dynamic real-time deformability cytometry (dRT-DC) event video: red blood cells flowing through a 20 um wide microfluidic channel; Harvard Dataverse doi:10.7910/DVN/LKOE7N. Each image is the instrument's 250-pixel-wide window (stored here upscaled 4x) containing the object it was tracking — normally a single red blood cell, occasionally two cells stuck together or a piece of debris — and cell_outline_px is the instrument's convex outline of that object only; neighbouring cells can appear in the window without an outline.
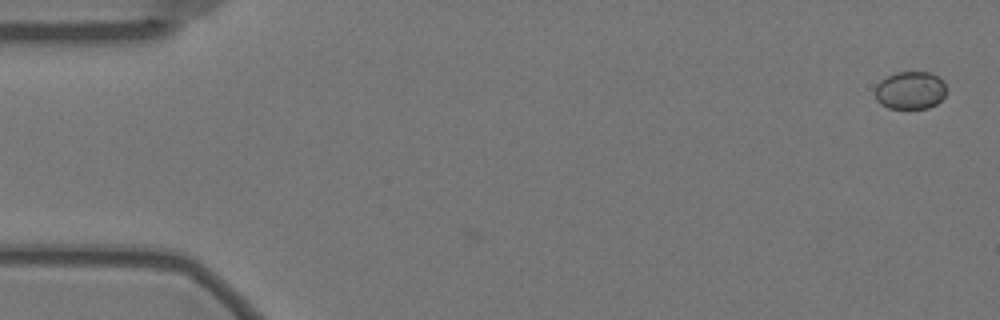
{"species": "Egyptian fruit bat (a non-hibernating species)", "species_latin": "Rousettus aegyptiacus", "temperature_condition": "warm", "stored_images_in_passage": 4, "camera_frame_rate_fps": 3000, "um_per_image_px": 0.085, "animal": {"sex": "female"}, "frame": {"image": 1, "passage_image": 4, "time_ms": 1.0, "image_size_px": [1000, 320], "cell_outline_px": [[944, 96], [936, 104], [928, 108], [888, 108], [880, 104], [876, 100], [876, 84], [880, 80], [896, 72], [928, 72], [944, 80]], "centroid_in_image_um": [77.35, 7.68], "position_along_channel_um": 7.7, "area_um2": 15.61}}